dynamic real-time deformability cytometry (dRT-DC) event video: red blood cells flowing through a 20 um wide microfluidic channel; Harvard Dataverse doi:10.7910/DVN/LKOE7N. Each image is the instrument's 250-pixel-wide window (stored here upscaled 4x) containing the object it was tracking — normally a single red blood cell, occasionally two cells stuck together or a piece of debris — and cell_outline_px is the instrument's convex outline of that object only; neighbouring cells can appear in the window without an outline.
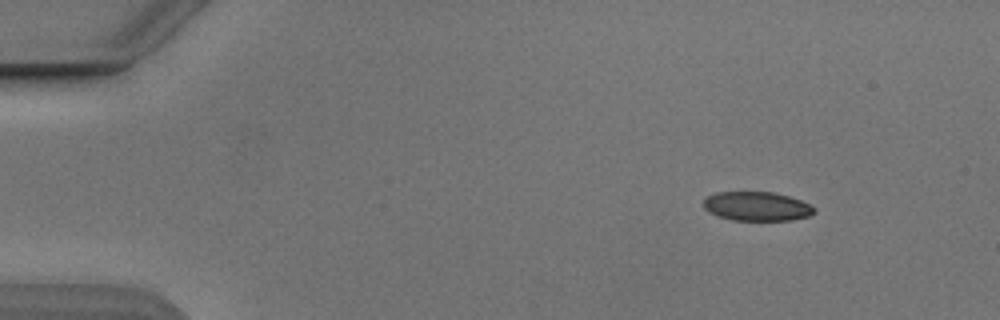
{"species": "Egyptian fruit bat (a non-hibernating species)", "species_latin": "Rousettus aegyptiacus", "temperature_condition": "cold", "stored_images_in_passage": 48, "camera_frame_rate_fps": 3000, "um_per_image_px": 0.085, "animal": {"sex": "male"}, "frame": {"image": 1, "passage_image": 1, "time_ms": 0.0, "image_size_px": [1000, 320], "cell_outline_px": [[816, 212], [808, 216], [792, 220], [732, 220], [708, 212], [704, 208], [704, 200], [708, 196], [716, 192], [772, 192], [788, 196], [800, 200], [816, 208]], "centroid_in_image_um": [64.34, 17.54], "position_along_channel_um": 20.7, "area_um2": 18.67}}
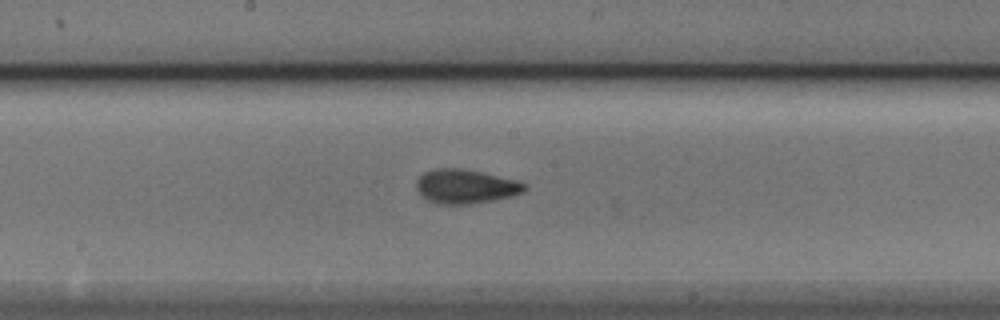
{"frame": {"image": 2, "passage_image": 23, "time_ms": 7.333, "image_size_px": [1000, 320], "cell_outline_px": [[528, 188], [524, 192], [512, 196], [472, 204], [436, 204], [428, 200], [416, 188], [416, 180], [424, 172], [436, 168], [456, 168], [480, 172], [520, 180], [528, 184]], "centroid_in_image_um": [39.62, 15.85], "position_along_channel_um": 208.6, "area_um2": 21.62}}
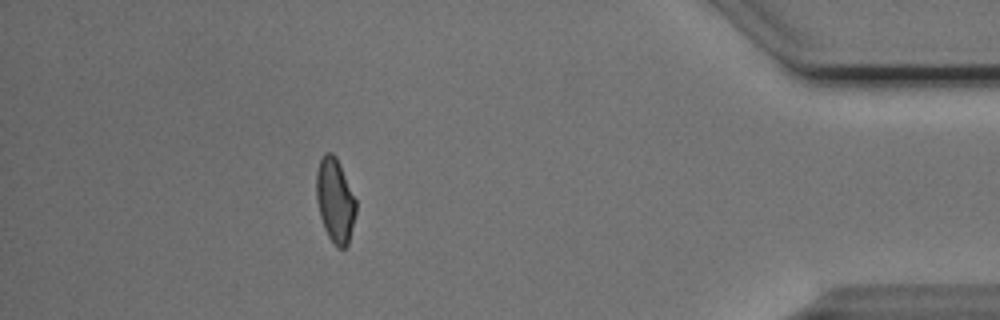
{"frame": {"image": 3, "passage_image": 42, "time_ms": 13.667, "image_size_px": [1000, 320], "cell_outline_px": [[356, 212], [348, 244], [344, 248], [336, 248], [332, 244], [324, 228], [320, 216], [316, 200], [316, 172], [320, 160], [324, 152], [332, 152], [336, 156], [356, 200]], "centroid_in_image_um": [28.47, 17.05], "position_along_channel_um": 406.7, "area_um2": 19.54}, "authors_computed_cell_mechanics": {"area_um2": 20.0855, "velocity_mm_per_s": 3.8834, "shape_relaxation_time_tau1_ms": 5.6331, "shape_relaxation_time_tau2_ms": 2.1901, "deformation_change_tau1": 0.1325, "deformation_change_tau2": 0.0692}}